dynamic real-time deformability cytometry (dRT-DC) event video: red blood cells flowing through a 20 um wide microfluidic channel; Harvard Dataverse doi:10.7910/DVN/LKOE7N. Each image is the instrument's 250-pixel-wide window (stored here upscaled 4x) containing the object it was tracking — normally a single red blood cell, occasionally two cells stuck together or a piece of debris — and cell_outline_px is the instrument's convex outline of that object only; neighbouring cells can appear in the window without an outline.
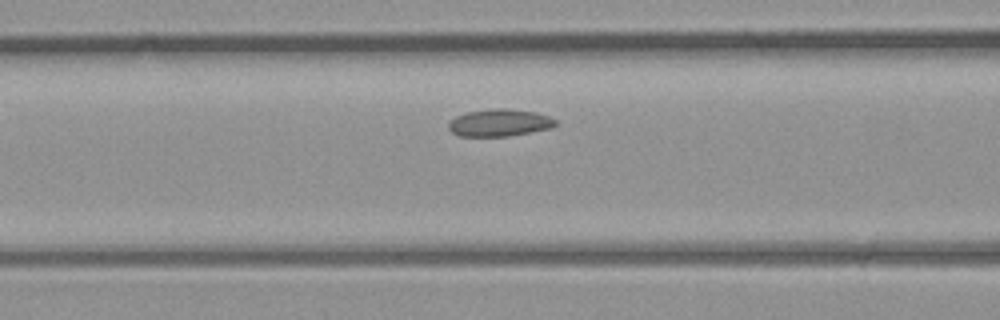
{"species": "common noctule bat (a hibernating species)", "species_latin": "Nyctalus noctula", "temperature_condition": "room temperature", "stored_images_in_passage": 5, "segment_of_instrument_passage": [1, 2], "camera_frame_rate_fps": 3000, "um_per_image_px": 0.085, "animal": {"sex": "male", "body_mass_g": 23.1, "forearm_length_mm": 52.7}, "frame": {"image": 1, "passage_image": 4, "time_ms": 3.667, "image_size_px": [1000, 320], "cell_outline_px": [[556, 124], [552, 128], [508, 136], [460, 136], [452, 132], [448, 128], [448, 124], [456, 116], [468, 112], [492, 108], [504, 108], [536, 112], [548, 116], [556, 120]], "centroid_in_image_um": [42.46, 10.43], "position_along_channel_um": 124.1, "area_um2": 16.88}}